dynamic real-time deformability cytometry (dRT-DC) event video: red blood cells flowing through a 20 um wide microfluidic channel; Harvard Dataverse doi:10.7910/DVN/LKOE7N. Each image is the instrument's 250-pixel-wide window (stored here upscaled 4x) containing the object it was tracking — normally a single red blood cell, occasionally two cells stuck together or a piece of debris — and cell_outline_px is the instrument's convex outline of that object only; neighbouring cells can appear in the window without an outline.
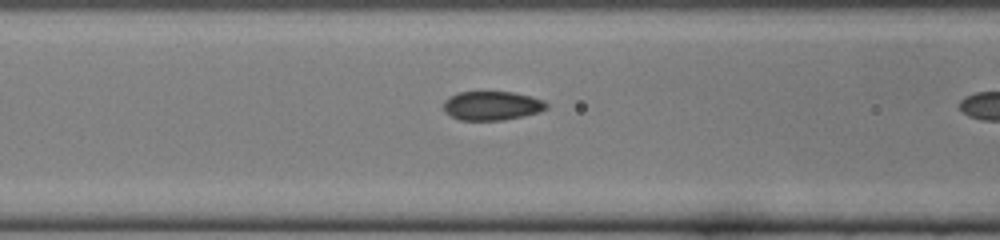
{"species": "common noctule bat (a hibernating species)", "species_latin": "Nyctalus noctula", "temperature_condition": "cold", "stored_images_in_passage": 9, "camera_frame_rate_fps": 3000, "um_per_image_px": 0.085, "animal": {"sex": "female", "body_mass_g": 22.0, "forearm_length_mm": 56.7}, "frame": {"image": 1, "passage_image": 8, "time_ms": 2.333, "image_size_px": [1000, 240], "cell_outline_px": [[548, 108], [540, 112], [524, 116], [504, 120], [460, 120], [444, 112], [444, 100], [460, 92], [512, 92], [544, 100], [548, 104]], "centroid_in_image_um": [41.84, 8.99], "position_along_channel_um": 124.8, "area_um2": 17.34}}